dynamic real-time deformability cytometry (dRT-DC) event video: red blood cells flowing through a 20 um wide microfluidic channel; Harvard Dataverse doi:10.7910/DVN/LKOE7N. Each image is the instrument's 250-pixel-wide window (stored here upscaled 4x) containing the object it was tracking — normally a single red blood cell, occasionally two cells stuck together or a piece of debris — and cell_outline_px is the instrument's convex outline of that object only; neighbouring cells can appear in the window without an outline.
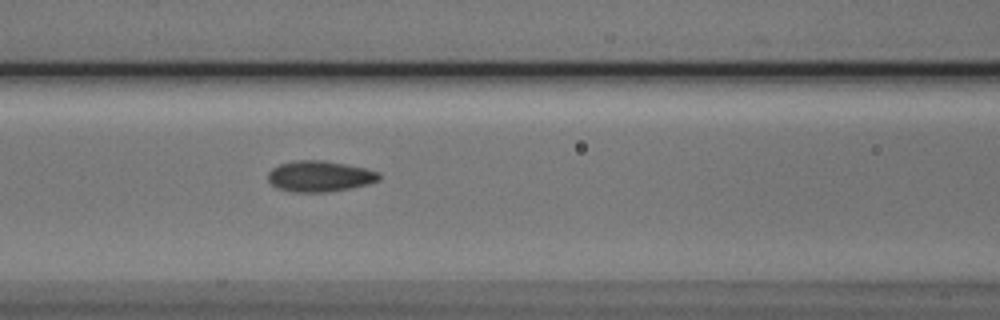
{"species": "Egyptian fruit bat (a non-hibernating species)", "species_latin": "Rousettus aegyptiacus", "temperature_condition": "cold", "stored_images_in_passage": 7, "segment_of_instrument_passage": [1, 2], "camera_frame_rate_fps": 3000, "um_per_image_px": 0.085, "animal": {"sex": "male"}, "frame": {"image": 1, "passage_image": 6, "time_ms": 6.667, "image_size_px": [1000, 320], "cell_outline_px": [[380, 180], [368, 184], [352, 188], [328, 192], [292, 192], [276, 188], [268, 180], [268, 172], [272, 168], [280, 164], [296, 160], [320, 160], [344, 164], [364, 168], [380, 172]], "centroid_in_image_um": [27.17, 14.99], "position_along_channel_um": 139.4, "area_um2": 20.06}}